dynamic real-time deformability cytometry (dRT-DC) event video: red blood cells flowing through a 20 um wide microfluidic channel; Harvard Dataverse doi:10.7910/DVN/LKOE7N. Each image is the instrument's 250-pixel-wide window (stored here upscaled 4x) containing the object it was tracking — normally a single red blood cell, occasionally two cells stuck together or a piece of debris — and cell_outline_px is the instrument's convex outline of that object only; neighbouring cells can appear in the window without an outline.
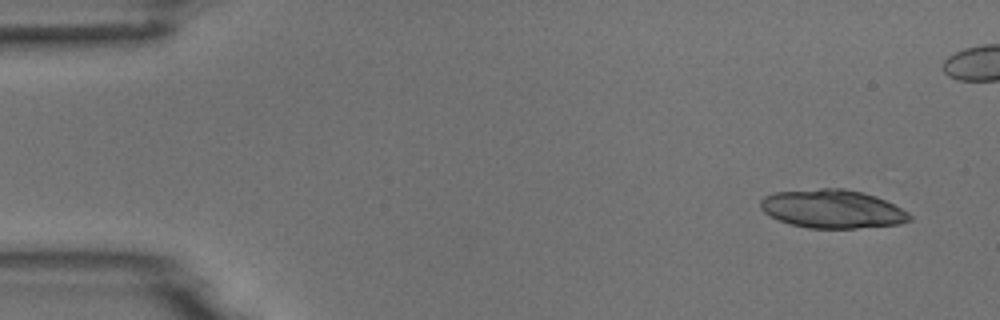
{"species": "common noctule bat (a hibernating species)", "species_latin": "Nyctalus noctula", "temperature_condition": "room temperature", "stored_images_in_passage": 11, "camera_frame_rate_fps": 3000, "um_per_image_px": 0.085, "animal": {"sex": "male", "body_mass_g": 18.8}, "frame": {"image": 1, "passage_image": 1, "time_ms": 0.0, "image_size_px": [1000, 320], "cell_outline_px": [[912, 220], [900, 224], [856, 228], [808, 228], [792, 224], [780, 220], [764, 212], [760, 208], [760, 200], [764, 196], [776, 192], [820, 188], [844, 188], [876, 196], [908, 212], [912, 216]], "centroid_in_image_um": [70.76, 17.76], "position_along_channel_um": 14.2, "area_um2": 33.29}}
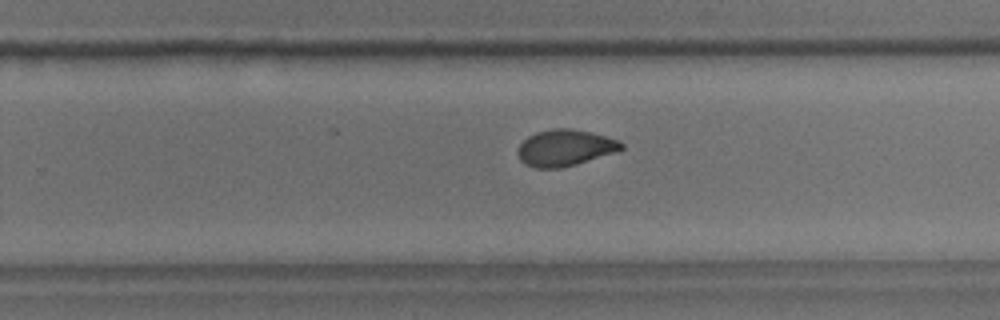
{"frame": {"image": 2, "passage_image": 11, "time_ms": 12.0, "image_size_px": [1000, 320], "cell_outline_px": [[624, 148], [620, 152], [576, 164], [560, 168], [536, 168], [524, 164], [520, 160], [516, 152], [520, 144], [528, 136], [536, 132], [552, 128], [572, 128], [620, 140], [624, 144]], "centroid_in_image_um": [48.05, 12.57], "position_along_channel_um": 281.8, "area_um2": 22.25}}